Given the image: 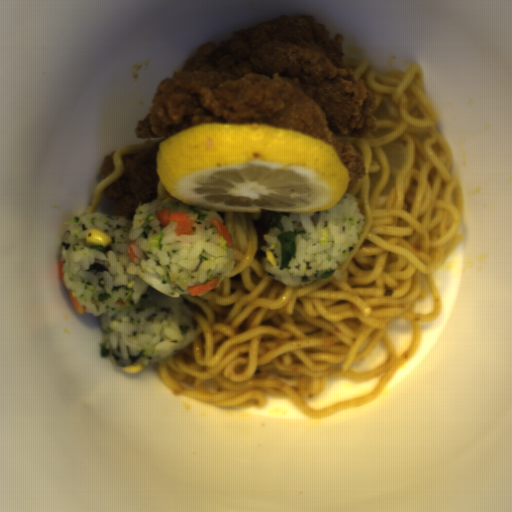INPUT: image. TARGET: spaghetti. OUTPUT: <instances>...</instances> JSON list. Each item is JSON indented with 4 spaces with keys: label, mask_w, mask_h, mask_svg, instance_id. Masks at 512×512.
<instances>
[{
    "label": "spaghetti",
    "mask_w": 512,
    "mask_h": 512,
    "mask_svg": "<svg viewBox=\"0 0 512 512\" xmlns=\"http://www.w3.org/2000/svg\"><path fill=\"white\" fill-rule=\"evenodd\" d=\"M343 61L376 101V130L337 136L364 161L345 192L363 213L359 241L325 281L291 287L262 264L265 232L291 212L216 211L235 264L215 288L185 294L196 336L154 363L176 393L258 410L271 396L327 418L376 400L439 319L435 277L461 241L463 205L422 66Z\"/></svg>",
    "instance_id": "spaghetti-1"
},
{
    "label": "spaghetti",
    "mask_w": 512,
    "mask_h": 512,
    "mask_svg": "<svg viewBox=\"0 0 512 512\" xmlns=\"http://www.w3.org/2000/svg\"><path fill=\"white\" fill-rule=\"evenodd\" d=\"M164 141L162 138H149L143 142H135L129 145H126L124 147H121L119 149L115 150V153L113 154L112 160L114 163V170L111 172V174L101 180L99 184L97 185L95 192L93 194V197L83 215L86 216L91 213H95L97 208L101 205L103 199L105 198L104 190L106 187L120 179L124 172H125V164L123 157L124 155L132 154L140 152L143 149L154 147L155 144H158V149L161 144V142ZM158 149L156 152V157L158 153ZM155 157V160H156Z\"/></svg>",
    "instance_id": "spaghetti-2"
},
{
    "label": "spaghetti",
    "mask_w": 512,
    "mask_h": 512,
    "mask_svg": "<svg viewBox=\"0 0 512 512\" xmlns=\"http://www.w3.org/2000/svg\"><path fill=\"white\" fill-rule=\"evenodd\" d=\"M157 174H158V171H157ZM158 176H159V174H158ZM156 199H159V200H162V201H165L168 203H182L170 194V192L166 189L165 185L163 184L160 176H159L158 183H157ZM182 204H187V203H182Z\"/></svg>",
    "instance_id": "spaghetti-3"
}]
</instances>
